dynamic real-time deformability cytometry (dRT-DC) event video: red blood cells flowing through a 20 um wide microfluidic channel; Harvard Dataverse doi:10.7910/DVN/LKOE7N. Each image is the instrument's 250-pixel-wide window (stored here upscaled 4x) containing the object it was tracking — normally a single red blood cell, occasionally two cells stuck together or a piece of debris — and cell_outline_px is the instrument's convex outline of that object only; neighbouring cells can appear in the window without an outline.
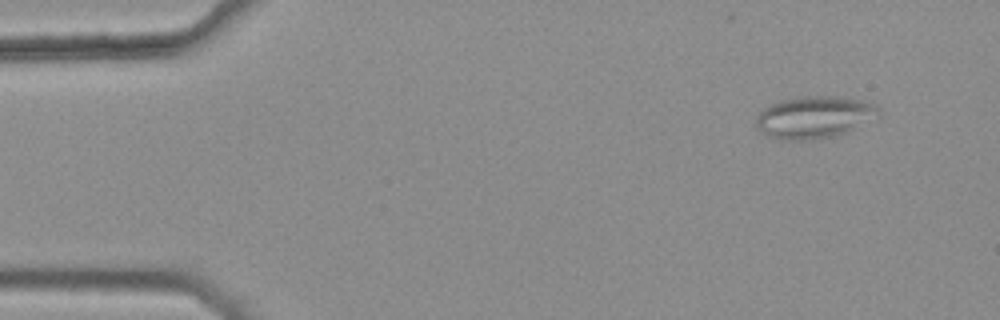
{"species": "common noctule bat (a hibernating species)", "species_latin": "Nyctalus noctula", "temperature_condition": "warm", "stored_images_in_passage": 4, "camera_frame_rate_fps": 3000, "um_per_image_px": 0.085, "animal": {"sex": "female", "body_mass_g": 25.1}, "frame": {"image": 1, "passage_image": 2, "time_ms": 0.333, "image_size_px": [1000, 320], "cell_outline_px": [[880, 112], [848, 132], [832, 136], [804, 140], [784, 140], [768, 136], [760, 132], [756, 128], [756, 116], [764, 108], [780, 100], [804, 96], [836, 96], [864, 100], [880, 108]], "centroid_in_image_um": [69.15, 9.95], "position_along_channel_um": 15.8, "area_um2": 29.77}}